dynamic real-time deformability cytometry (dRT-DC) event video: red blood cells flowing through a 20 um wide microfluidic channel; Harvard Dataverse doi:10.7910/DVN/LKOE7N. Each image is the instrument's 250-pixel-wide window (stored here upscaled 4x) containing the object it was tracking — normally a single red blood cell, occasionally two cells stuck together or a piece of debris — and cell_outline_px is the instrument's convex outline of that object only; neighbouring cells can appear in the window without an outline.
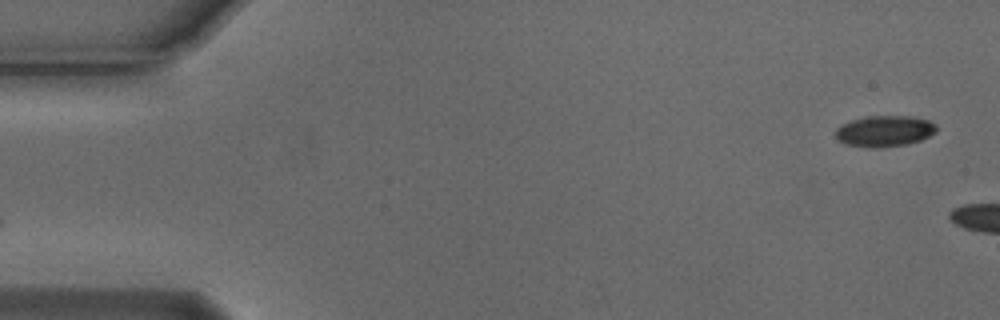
{"species": "Egyptian fruit bat (a non-hibernating species)", "species_latin": "Rousettus aegyptiacus", "temperature_condition": "cold", "stored_images_in_passage": 2, "camera_frame_rate_fps": 3000, "um_per_image_px": 0.085, "animal": {"sex": "male"}, "frame": {"image": 1, "passage_image": 2, "time_ms": 0.333, "image_size_px": [1000, 320], "cell_outline_px": [[936, 132], [920, 140], [904, 144], [844, 144], [836, 140], [836, 128], [840, 124], [864, 116], [908, 116], [928, 120], [936, 124]], "centroid_in_image_um": [75.18, 11.07], "position_along_channel_um": 9.8, "area_um2": 17.34}}